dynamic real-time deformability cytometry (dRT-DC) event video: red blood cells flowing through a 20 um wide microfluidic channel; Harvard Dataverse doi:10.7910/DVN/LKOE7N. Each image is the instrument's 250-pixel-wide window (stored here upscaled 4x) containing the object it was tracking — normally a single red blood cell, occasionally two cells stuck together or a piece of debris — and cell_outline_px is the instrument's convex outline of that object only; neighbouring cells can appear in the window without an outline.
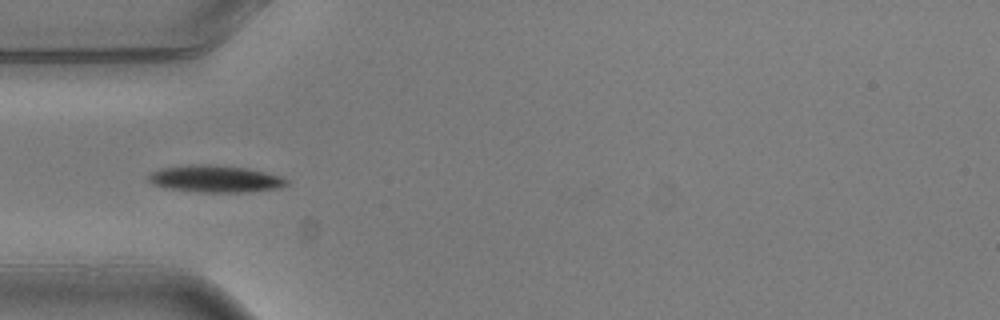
{"species": "common noctule bat (a hibernating species)", "species_latin": "Nyctalus noctula", "temperature_condition": "warm", "stored_images_in_passage": 6, "camera_frame_rate_fps": 3000, "um_per_image_px": 0.085, "animal": {"sex": "male", "body_mass_g": 20.5, "forearm_length_mm": 52.5}, "frame": {"image": 1, "passage_image": 4, "time_ms": 1.0, "image_size_px": [1000, 320], "cell_outline_px": [[288, 184], [280, 188], [244, 192], [200, 192], [168, 188], [152, 184], [144, 176], [160, 168], [188, 164], [208, 164], [248, 168], [280, 176], [288, 180]], "centroid_in_image_um": [18.26, 15.19], "position_along_channel_um": 66.7, "area_um2": 21.85}}
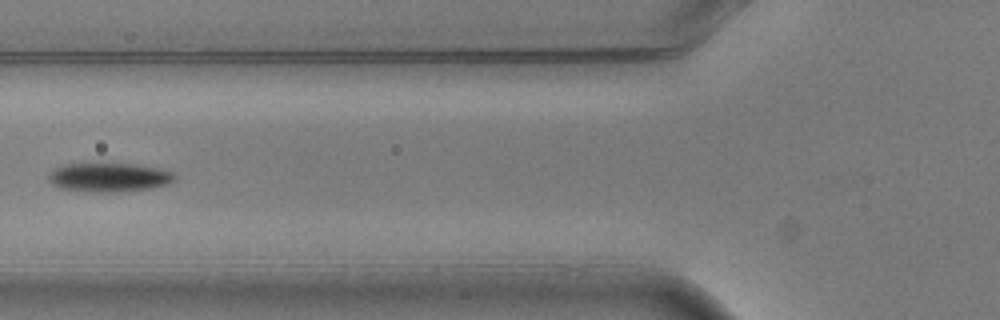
{"frame": {"image": 2, "passage_image": 5, "time_ms": 1.333, "image_size_px": [1000, 320], "cell_outline_px": [[176, 180], [168, 184], [152, 188], [116, 192], [84, 192], [60, 188], [52, 184], [48, 180], [48, 176], [56, 168], [64, 164], [136, 164], [160, 168], [172, 172], [176, 176]], "centroid_in_image_um": [9.3, 15.08], "position_along_channel_um": 116.5, "area_um2": 21.39}}
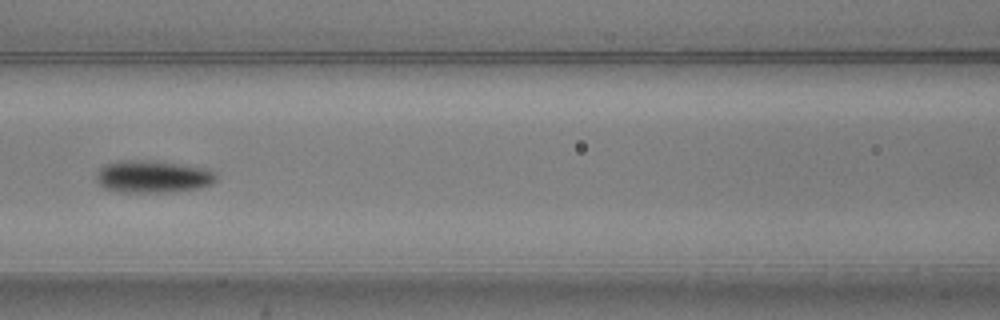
{"frame": {"image": 3, "passage_image": 6, "time_ms": 1.667, "image_size_px": [1000, 320], "cell_outline_px": [[216, 180], [212, 184], [196, 188], [168, 192], [120, 192], [104, 188], [100, 184], [96, 176], [96, 172], [104, 164], [120, 160], [156, 160], [208, 168], [216, 176]], "centroid_in_image_um": [12.97, 14.99], "position_along_channel_um": 153.6, "area_um2": 22.72}}